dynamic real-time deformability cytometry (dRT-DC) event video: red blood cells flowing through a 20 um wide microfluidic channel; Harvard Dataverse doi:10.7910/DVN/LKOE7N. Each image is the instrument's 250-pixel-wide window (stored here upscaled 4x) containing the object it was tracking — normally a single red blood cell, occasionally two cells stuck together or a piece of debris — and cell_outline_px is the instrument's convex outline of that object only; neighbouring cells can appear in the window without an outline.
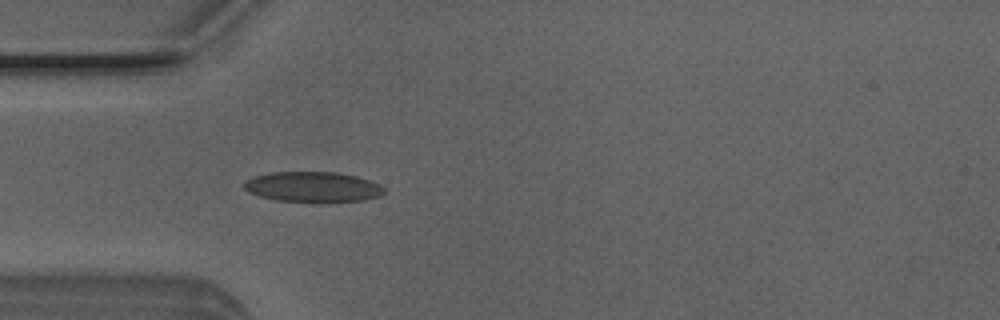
{"species": "Egyptian fruit bat (a non-hibernating species)", "species_latin": "Rousettus aegyptiacus", "temperature_condition": "room temperature", "stored_images_in_passage": 19, "camera_frame_rate_fps": 3000, "um_per_image_px": 0.085, "animal": {"sex": "male"}, "frame": {"image": 1, "passage_image": 4, "time_ms": 1.0, "image_size_px": [1000, 320], "cell_outline_px": [[384, 192], [380, 196], [364, 200], [320, 204], [276, 200], [260, 196], [248, 192], [244, 188], [244, 180], [252, 176], [272, 172], [336, 172], [356, 176], [380, 184], [384, 188]], "centroid_in_image_um": [26.58, 15.91], "position_along_channel_um": 58.4, "area_um2": 25.43}}
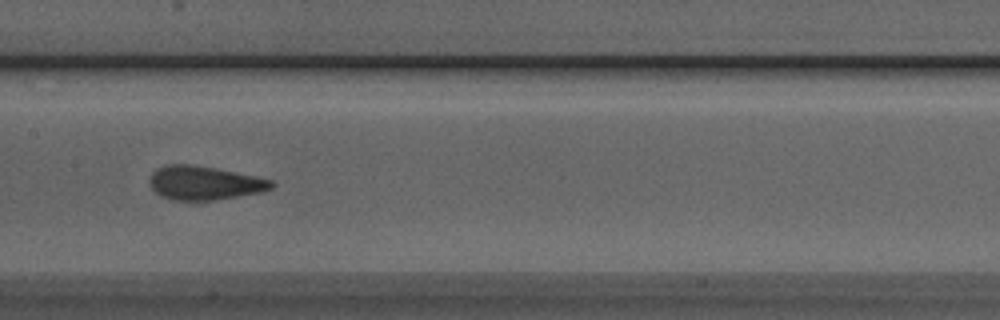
{"frame": {"image": 2, "passage_image": 14, "time_ms": 4.333, "image_size_px": [1000, 320], "cell_outline_px": [[276, 184], [272, 188], [260, 192], [216, 200], [172, 200], [160, 196], [148, 184], [148, 180], [152, 172], [156, 168], [164, 164], [188, 164], [216, 168], [256, 176], [272, 180]], "centroid_in_image_um": [17.33, 15.54], "position_along_channel_um": 190.1, "area_um2": 24.22}}